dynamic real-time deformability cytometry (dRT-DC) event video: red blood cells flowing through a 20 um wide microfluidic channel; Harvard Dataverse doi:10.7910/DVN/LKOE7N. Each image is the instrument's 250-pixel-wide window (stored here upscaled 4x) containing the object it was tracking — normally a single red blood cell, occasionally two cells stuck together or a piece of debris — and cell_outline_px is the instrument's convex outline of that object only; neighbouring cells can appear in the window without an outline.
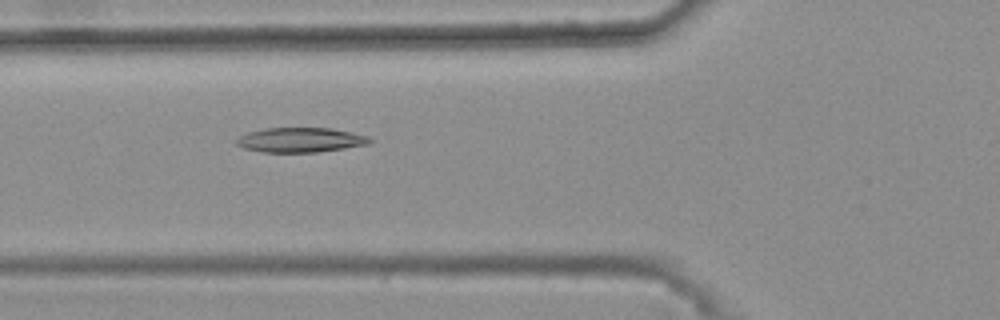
{"species": "common noctule bat (a hibernating species)", "species_latin": "Nyctalus noctula", "temperature_condition": "warm", "stored_images_in_passage": 32, "camera_frame_rate_fps": 3000, "um_per_image_px": 0.085, "animal": {"sex": "female", "body_mass_g": 25.1}, "frame": {"image": 1, "passage_image": 3, "time_ms": 0.667, "image_size_px": [1000, 320], "cell_outline_px": [[372, 140], [368, 144], [344, 148], [316, 152], [264, 152], [244, 148], [236, 144], [236, 140], [240, 136], [248, 132], [268, 128], [332, 128], [352, 132], [368, 136]], "centroid_in_image_um": [25.55, 11.89], "position_along_channel_um": 100.3, "area_um2": 19.02}}
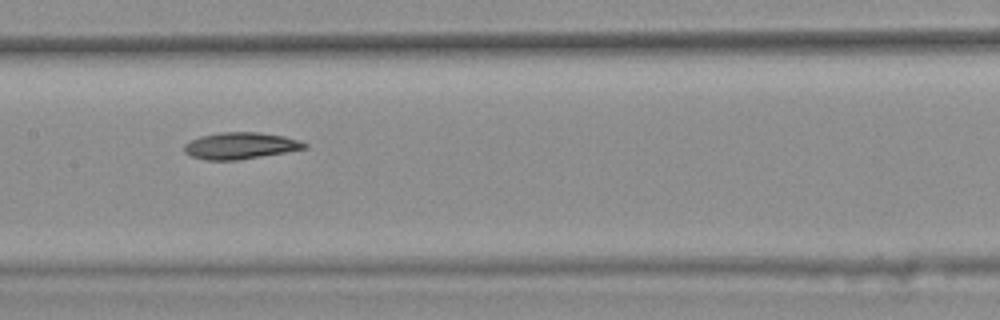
{"frame": {"image": 2, "passage_image": 10, "time_ms": 3.0, "image_size_px": [1000, 320], "cell_outline_px": [[308, 148], [236, 160], [204, 160], [192, 156], [184, 152], [184, 144], [188, 140], [200, 136], [220, 132], [260, 132], [284, 136], [308, 144]], "centroid_in_image_um": [20.38, 12.38], "position_along_channel_um": 187.0, "area_um2": 18.61}}
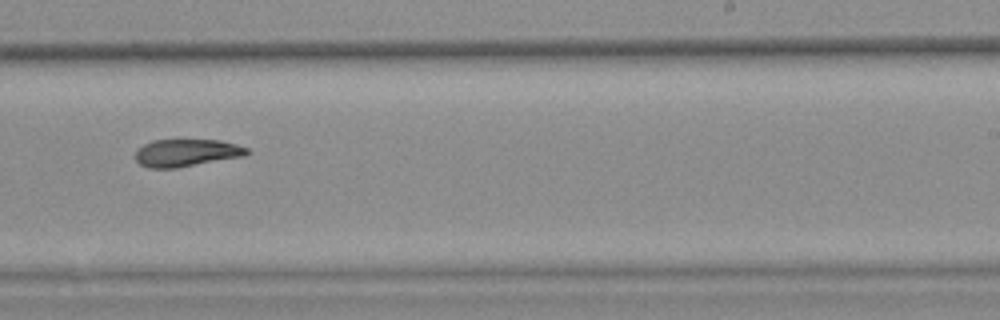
{"frame": {"image": 3, "passage_image": 17, "time_ms": 5.333, "image_size_px": [1000, 320], "cell_outline_px": [[252, 152], [244, 156], [176, 168], [148, 168], [140, 164], [136, 160], [136, 148], [152, 140], [220, 140], [236, 144], [248, 148]], "centroid_in_image_um": [15.85, 12.99], "position_along_channel_um": 273.1, "area_um2": 17.92}}